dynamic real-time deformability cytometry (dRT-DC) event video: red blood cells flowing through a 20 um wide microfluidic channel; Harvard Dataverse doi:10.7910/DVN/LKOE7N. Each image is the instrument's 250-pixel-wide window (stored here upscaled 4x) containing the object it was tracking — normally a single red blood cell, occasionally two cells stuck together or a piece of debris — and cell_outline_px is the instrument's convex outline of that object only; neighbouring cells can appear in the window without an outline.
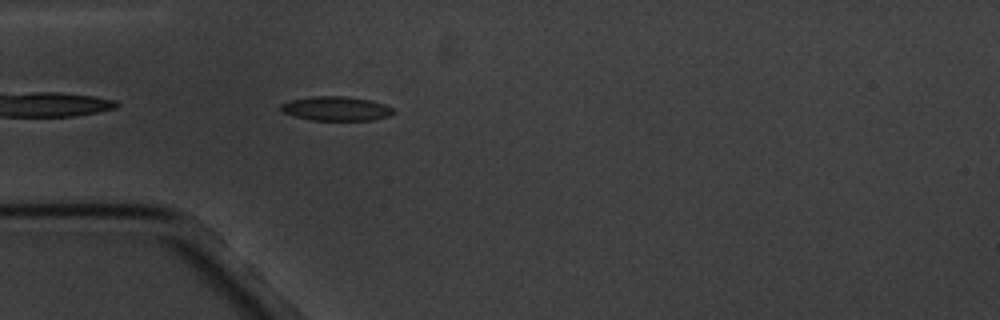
{"species": "common noctule bat (a hibernating species)", "species_latin": "Nyctalus noctula", "temperature_condition": "cold", "stored_images_in_passage": 3, "camera_frame_rate_fps": 3000, "um_per_image_px": 0.085, "animal": {"sex": "male", "body_mass_g": 20.1, "forearm_length_mm": 53.5}, "frame": {"image": 1, "passage_image": 3, "time_ms": 3.333, "image_size_px": [1000, 320], "cell_outline_px": [[396, 112], [388, 116], [372, 120], [312, 120], [296, 116], [284, 112], [280, 108], [280, 104], [292, 100], [312, 96], [344, 96], [368, 100], [384, 104], [392, 108]], "centroid_in_image_um": [28.58, 9.23], "position_along_channel_um": 56.4, "area_um2": 15.66}}